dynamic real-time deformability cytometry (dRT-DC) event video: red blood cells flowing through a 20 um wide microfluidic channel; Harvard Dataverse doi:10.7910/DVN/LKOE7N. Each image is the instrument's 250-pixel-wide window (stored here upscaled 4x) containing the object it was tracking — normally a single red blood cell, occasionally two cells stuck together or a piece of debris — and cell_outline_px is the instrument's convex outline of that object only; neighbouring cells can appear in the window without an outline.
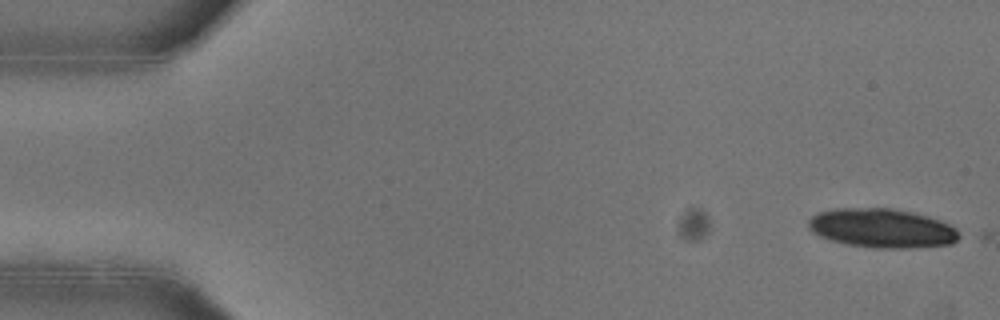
{"species": "common noctule bat (a hibernating species)", "species_latin": "Nyctalus noctula", "temperature_condition": "warm", "stored_images_in_passage": 4, "camera_frame_rate_fps": 3000, "um_per_image_px": 0.085, "animal": {"sex": "female"}, "frame": {"image": 1, "passage_image": 2, "time_ms": 0.333, "image_size_px": [1000, 320], "cell_outline_px": [[960, 236], [952, 244], [912, 248], [872, 248], [844, 244], [828, 240], [812, 232], [808, 228], [808, 220], [812, 216], [820, 212], [836, 208], [892, 208], [912, 212], [940, 220], [956, 228]], "centroid_in_image_um": [74.94, 19.41], "position_along_channel_um": 10.1, "area_um2": 34.56}}